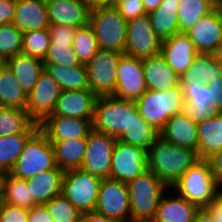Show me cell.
<instances>
[{
    "label": "cell",
    "mask_w": 222,
    "mask_h": 222,
    "mask_svg": "<svg viewBox=\"0 0 222 222\" xmlns=\"http://www.w3.org/2000/svg\"><path fill=\"white\" fill-rule=\"evenodd\" d=\"M199 160L196 151L174 145L161 137L147 150V169L169 187Z\"/></svg>",
    "instance_id": "obj_1"
},
{
    "label": "cell",
    "mask_w": 222,
    "mask_h": 222,
    "mask_svg": "<svg viewBox=\"0 0 222 222\" xmlns=\"http://www.w3.org/2000/svg\"><path fill=\"white\" fill-rule=\"evenodd\" d=\"M171 188L199 208H206L222 191L205 159L191 166Z\"/></svg>",
    "instance_id": "obj_2"
},
{
    "label": "cell",
    "mask_w": 222,
    "mask_h": 222,
    "mask_svg": "<svg viewBox=\"0 0 222 222\" xmlns=\"http://www.w3.org/2000/svg\"><path fill=\"white\" fill-rule=\"evenodd\" d=\"M55 152L46 134L38 128L26 141L23 150L9 172L19 179H30L39 173L57 168Z\"/></svg>",
    "instance_id": "obj_3"
},
{
    "label": "cell",
    "mask_w": 222,
    "mask_h": 222,
    "mask_svg": "<svg viewBox=\"0 0 222 222\" xmlns=\"http://www.w3.org/2000/svg\"><path fill=\"white\" fill-rule=\"evenodd\" d=\"M130 220H152L165 192L170 187L146 170L128 183Z\"/></svg>",
    "instance_id": "obj_4"
},
{
    "label": "cell",
    "mask_w": 222,
    "mask_h": 222,
    "mask_svg": "<svg viewBox=\"0 0 222 222\" xmlns=\"http://www.w3.org/2000/svg\"><path fill=\"white\" fill-rule=\"evenodd\" d=\"M135 101L110 96H98L92 120L93 129L118 138L138 114Z\"/></svg>",
    "instance_id": "obj_5"
},
{
    "label": "cell",
    "mask_w": 222,
    "mask_h": 222,
    "mask_svg": "<svg viewBox=\"0 0 222 222\" xmlns=\"http://www.w3.org/2000/svg\"><path fill=\"white\" fill-rule=\"evenodd\" d=\"M135 103L141 117L160 131L170 117L182 113L185 102L182 89L173 87L165 92L147 89Z\"/></svg>",
    "instance_id": "obj_6"
},
{
    "label": "cell",
    "mask_w": 222,
    "mask_h": 222,
    "mask_svg": "<svg viewBox=\"0 0 222 222\" xmlns=\"http://www.w3.org/2000/svg\"><path fill=\"white\" fill-rule=\"evenodd\" d=\"M127 22L114 5L91 8L89 25L96 35L100 49L124 53Z\"/></svg>",
    "instance_id": "obj_7"
},
{
    "label": "cell",
    "mask_w": 222,
    "mask_h": 222,
    "mask_svg": "<svg viewBox=\"0 0 222 222\" xmlns=\"http://www.w3.org/2000/svg\"><path fill=\"white\" fill-rule=\"evenodd\" d=\"M102 180L80 168L66 170L62 180V194L81 213L94 211Z\"/></svg>",
    "instance_id": "obj_8"
},
{
    "label": "cell",
    "mask_w": 222,
    "mask_h": 222,
    "mask_svg": "<svg viewBox=\"0 0 222 222\" xmlns=\"http://www.w3.org/2000/svg\"><path fill=\"white\" fill-rule=\"evenodd\" d=\"M123 54L99 49L86 65L90 90L97 97L113 95L117 86V67Z\"/></svg>",
    "instance_id": "obj_9"
},
{
    "label": "cell",
    "mask_w": 222,
    "mask_h": 222,
    "mask_svg": "<svg viewBox=\"0 0 222 222\" xmlns=\"http://www.w3.org/2000/svg\"><path fill=\"white\" fill-rule=\"evenodd\" d=\"M116 141L115 136L93 129L87 137V147L80 169L102 179L109 178Z\"/></svg>",
    "instance_id": "obj_10"
},
{
    "label": "cell",
    "mask_w": 222,
    "mask_h": 222,
    "mask_svg": "<svg viewBox=\"0 0 222 222\" xmlns=\"http://www.w3.org/2000/svg\"><path fill=\"white\" fill-rule=\"evenodd\" d=\"M128 192L127 183L111 178L103 179L94 211L116 222H128L130 220Z\"/></svg>",
    "instance_id": "obj_11"
},
{
    "label": "cell",
    "mask_w": 222,
    "mask_h": 222,
    "mask_svg": "<svg viewBox=\"0 0 222 222\" xmlns=\"http://www.w3.org/2000/svg\"><path fill=\"white\" fill-rule=\"evenodd\" d=\"M161 43L148 14L128 20L124 54L144 59L160 53Z\"/></svg>",
    "instance_id": "obj_12"
},
{
    "label": "cell",
    "mask_w": 222,
    "mask_h": 222,
    "mask_svg": "<svg viewBox=\"0 0 222 222\" xmlns=\"http://www.w3.org/2000/svg\"><path fill=\"white\" fill-rule=\"evenodd\" d=\"M146 170L147 150L117 139L109 178L128 183Z\"/></svg>",
    "instance_id": "obj_13"
},
{
    "label": "cell",
    "mask_w": 222,
    "mask_h": 222,
    "mask_svg": "<svg viewBox=\"0 0 222 222\" xmlns=\"http://www.w3.org/2000/svg\"><path fill=\"white\" fill-rule=\"evenodd\" d=\"M146 90L142 59L123 54L117 67V86L112 96L136 101Z\"/></svg>",
    "instance_id": "obj_14"
},
{
    "label": "cell",
    "mask_w": 222,
    "mask_h": 222,
    "mask_svg": "<svg viewBox=\"0 0 222 222\" xmlns=\"http://www.w3.org/2000/svg\"><path fill=\"white\" fill-rule=\"evenodd\" d=\"M59 84L45 70L28 95L26 111L37 124H41L55 109L61 93Z\"/></svg>",
    "instance_id": "obj_15"
},
{
    "label": "cell",
    "mask_w": 222,
    "mask_h": 222,
    "mask_svg": "<svg viewBox=\"0 0 222 222\" xmlns=\"http://www.w3.org/2000/svg\"><path fill=\"white\" fill-rule=\"evenodd\" d=\"M93 119H81L65 116H48L39 128L50 142L87 138L93 130Z\"/></svg>",
    "instance_id": "obj_16"
},
{
    "label": "cell",
    "mask_w": 222,
    "mask_h": 222,
    "mask_svg": "<svg viewBox=\"0 0 222 222\" xmlns=\"http://www.w3.org/2000/svg\"><path fill=\"white\" fill-rule=\"evenodd\" d=\"M50 25L80 28L89 24L91 7L85 0H46Z\"/></svg>",
    "instance_id": "obj_17"
},
{
    "label": "cell",
    "mask_w": 222,
    "mask_h": 222,
    "mask_svg": "<svg viewBox=\"0 0 222 222\" xmlns=\"http://www.w3.org/2000/svg\"><path fill=\"white\" fill-rule=\"evenodd\" d=\"M182 94L185 102L182 112L196 124L221 113L215 108V102L211 100L208 84L189 83L182 88Z\"/></svg>",
    "instance_id": "obj_18"
},
{
    "label": "cell",
    "mask_w": 222,
    "mask_h": 222,
    "mask_svg": "<svg viewBox=\"0 0 222 222\" xmlns=\"http://www.w3.org/2000/svg\"><path fill=\"white\" fill-rule=\"evenodd\" d=\"M222 20L216 9L202 17L185 33L198 53L214 54L221 45Z\"/></svg>",
    "instance_id": "obj_19"
},
{
    "label": "cell",
    "mask_w": 222,
    "mask_h": 222,
    "mask_svg": "<svg viewBox=\"0 0 222 222\" xmlns=\"http://www.w3.org/2000/svg\"><path fill=\"white\" fill-rule=\"evenodd\" d=\"M160 53L170 68L179 76L191 66L193 59L199 54L194 43L185 32L175 33L161 43Z\"/></svg>",
    "instance_id": "obj_20"
},
{
    "label": "cell",
    "mask_w": 222,
    "mask_h": 222,
    "mask_svg": "<svg viewBox=\"0 0 222 222\" xmlns=\"http://www.w3.org/2000/svg\"><path fill=\"white\" fill-rule=\"evenodd\" d=\"M97 96L90 90H62L49 116L93 119Z\"/></svg>",
    "instance_id": "obj_21"
},
{
    "label": "cell",
    "mask_w": 222,
    "mask_h": 222,
    "mask_svg": "<svg viewBox=\"0 0 222 222\" xmlns=\"http://www.w3.org/2000/svg\"><path fill=\"white\" fill-rule=\"evenodd\" d=\"M160 137L174 145L189 148L198 153L197 124L183 112L170 117L160 130Z\"/></svg>",
    "instance_id": "obj_22"
},
{
    "label": "cell",
    "mask_w": 222,
    "mask_h": 222,
    "mask_svg": "<svg viewBox=\"0 0 222 222\" xmlns=\"http://www.w3.org/2000/svg\"><path fill=\"white\" fill-rule=\"evenodd\" d=\"M142 64L148 90L165 92L180 87V76L170 68L161 53L142 59Z\"/></svg>",
    "instance_id": "obj_23"
},
{
    "label": "cell",
    "mask_w": 222,
    "mask_h": 222,
    "mask_svg": "<svg viewBox=\"0 0 222 222\" xmlns=\"http://www.w3.org/2000/svg\"><path fill=\"white\" fill-rule=\"evenodd\" d=\"M12 23L22 33L48 28L46 0H16Z\"/></svg>",
    "instance_id": "obj_24"
},
{
    "label": "cell",
    "mask_w": 222,
    "mask_h": 222,
    "mask_svg": "<svg viewBox=\"0 0 222 222\" xmlns=\"http://www.w3.org/2000/svg\"><path fill=\"white\" fill-rule=\"evenodd\" d=\"M171 194L163 195L153 222H193L197 211V205L189 202L170 187Z\"/></svg>",
    "instance_id": "obj_25"
},
{
    "label": "cell",
    "mask_w": 222,
    "mask_h": 222,
    "mask_svg": "<svg viewBox=\"0 0 222 222\" xmlns=\"http://www.w3.org/2000/svg\"><path fill=\"white\" fill-rule=\"evenodd\" d=\"M5 63L27 95L33 90L45 70L43 60L22 53L13 56Z\"/></svg>",
    "instance_id": "obj_26"
},
{
    "label": "cell",
    "mask_w": 222,
    "mask_h": 222,
    "mask_svg": "<svg viewBox=\"0 0 222 222\" xmlns=\"http://www.w3.org/2000/svg\"><path fill=\"white\" fill-rule=\"evenodd\" d=\"M64 172L63 169L57 167L27 179V186L37 205H45L55 196L62 194Z\"/></svg>",
    "instance_id": "obj_27"
},
{
    "label": "cell",
    "mask_w": 222,
    "mask_h": 222,
    "mask_svg": "<svg viewBox=\"0 0 222 222\" xmlns=\"http://www.w3.org/2000/svg\"><path fill=\"white\" fill-rule=\"evenodd\" d=\"M219 76H222V64L214 54L199 53L193 59L191 66L180 75V88L189 83L208 84Z\"/></svg>",
    "instance_id": "obj_28"
},
{
    "label": "cell",
    "mask_w": 222,
    "mask_h": 222,
    "mask_svg": "<svg viewBox=\"0 0 222 222\" xmlns=\"http://www.w3.org/2000/svg\"><path fill=\"white\" fill-rule=\"evenodd\" d=\"M181 0H162L161 5L148 13L155 34L163 41L179 32L178 6Z\"/></svg>",
    "instance_id": "obj_29"
},
{
    "label": "cell",
    "mask_w": 222,
    "mask_h": 222,
    "mask_svg": "<svg viewBox=\"0 0 222 222\" xmlns=\"http://www.w3.org/2000/svg\"><path fill=\"white\" fill-rule=\"evenodd\" d=\"M198 156L207 160L222 149V112L216 117L197 124Z\"/></svg>",
    "instance_id": "obj_30"
},
{
    "label": "cell",
    "mask_w": 222,
    "mask_h": 222,
    "mask_svg": "<svg viewBox=\"0 0 222 222\" xmlns=\"http://www.w3.org/2000/svg\"><path fill=\"white\" fill-rule=\"evenodd\" d=\"M45 72L60 86L61 90L90 89L87 66L81 64L74 67L56 64H44Z\"/></svg>",
    "instance_id": "obj_31"
},
{
    "label": "cell",
    "mask_w": 222,
    "mask_h": 222,
    "mask_svg": "<svg viewBox=\"0 0 222 222\" xmlns=\"http://www.w3.org/2000/svg\"><path fill=\"white\" fill-rule=\"evenodd\" d=\"M28 95L6 63L0 64V107L26 110Z\"/></svg>",
    "instance_id": "obj_32"
},
{
    "label": "cell",
    "mask_w": 222,
    "mask_h": 222,
    "mask_svg": "<svg viewBox=\"0 0 222 222\" xmlns=\"http://www.w3.org/2000/svg\"><path fill=\"white\" fill-rule=\"evenodd\" d=\"M39 128L23 109L0 107V137L33 134Z\"/></svg>",
    "instance_id": "obj_33"
},
{
    "label": "cell",
    "mask_w": 222,
    "mask_h": 222,
    "mask_svg": "<svg viewBox=\"0 0 222 222\" xmlns=\"http://www.w3.org/2000/svg\"><path fill=\"white\" fill-rule=\"evenodd\" d=\"M1 199L3 203L30 209L37 204L31 195L27 180L4 173L1 180Z\"/></svg>",
    "instance_id": "obj_34"
},
{
    "label": "cell",
    "mask_w": 222,
    "mask_h": 222,
    "mask_svg": "<svg viewBox=\"0 0 222 222\" xmlns=\"http://www.w3.org/2000/svg\"><path fill=\"white\" fill-rule=\"evenodd\" d=\"M51 143L55 152L56 164L60 169L66 171L81 167L87 147V138Z\"/></svg>",
    "instance_id": "obj_35"
},
{
    "label": "cell",
    "mask_w": 222,
    "mask_h": 222,
    "mask_svg": "<svg viewBox=\"0 0 222 222\" xmlns=\"http://www.w3.org/2000/svg\"><path fill=\"white\" fill-rule=\"evenodd\" d=\"M159 137L160 131L148 124L138 113L133 117L128 129L124 130L117 139L148 150Z\"/></svg>",
    "instance_id": "obj_36"
},
{
    "label": "cell",
    "mask_w": 222,
    "mask_h": 222,
    "mask_svg": "<svg viewBox=\"0 0 222 222\" xmlns=\"http://www.w3.org/2000/svg\"><path fill=\"white\" fill-rule=\"evenodd\" d=\"M214 9L213 0H181L177 11L179 32H186Z\"/></svg>",
    "instance_id": "obj_37"
},
{
    "label": "cell",
    "mask_w": 222,
    "mask_h": 222,
    "mask_svg": "<svg viewBox=\"0 0 222 222\" xmlns=\"http://www.w3.org/2000/svg\"><path fill=\"white\" fill-rule=\"evenodd\" d=\"M32 134H12L0 137V173H9Z\"/></svg>",
    "instance_id": "obj_38"
},
{
    "label": "cell",
    "mask_w": 222,
    "mask_h": 222,
    "mask_svg": "<svg viewBox=\"0 0 222 222\" xmlns=\"http://www.w3.org/2000/svg\"><path fill=\"white\" fill-rule=\"evenodd\" d=\"M73 49L81 64L87 65L96 52L100 49L92 27L77 28L73 39Z\"/></svg>",
    "instance_id": "obj_39"
},
{
    "label": "cell",
    "mask_w": 222,
    "mask_h": 222,
    "mask_svg": "<svg viewBox=\"0 0 222 222\" xmlns=\"http://www.w3.org/2000/svg\"><path fill=\"white\" fill-rule=\"evenodd\" d=\"M23 33L13 23L0 25V62L22 53Z\"/></svg>",
    "instance_id": "obj_40"
},
{
    "label": "cell",
    "mask_w": 222,
    "mask_h": 222,
    "mask_svg": "<svg viewBox=\"0 0 222 222\" xmlns=\"http://www.w3.org/2000/svg\"><path fill=\"white\" fill-rule=\"evenodd\" d=\"M48 28L23 33L22 54L44 60L50 46Z\"/></svg>",
    "instance_id": "obj_41"
},
{
    "label": "cell",
    "mask_w": 222,
    "mask_h": 222,
    "mask_svg": "<svg viewBox=\"0 0 222 222\" xmlns=\"http://www.w3.org/2000/svg\"><path fill=\"white\" fill-rule=\"evenodd\" d=\"M54 222H80L82 213L60 194L45 205Z\"/></svg>",
    "instance_id": "obj_42"
},
{
    "label": "cell",
    "mask_w": 222,
    "mask_h": 222,
    "mask_svg": "<svg viewBox=\"0 0 222 222\" xmlns=\"http://www.w3.org/2000/svg\"><path fill=\"white\" fill-rule=\"evenodd\" d=\"M43 62L44 64H56L66 67L81 65L74 52L73 44L67 43H50Z\"/></svg>",
    "instance_id": "obj_43"
},
{
    "label": "cell",
    "mask_w": 222,
    "mask_h": 222,
    "mask_svg": "<svg viewBox=\"0 0 222 222\" xmlns=\"http://www.w3.org/2000/svg\"><path fill=\"white\" fill-rule=\"evenodd\" d=\"M114 6L127 21L146 14L142 0H117Z\"/></svg>",
    "instance_id": "obj_44"
},
{
    "label": "cell",
    "mask_w": 222,
    "mask_h": 222,
    "mask_svg": "<svg viewBox=\"0 0 222 222\" xmlns=\"http://www.w3.org/2000/svg\"><path fill=\"white\" fill-rule=\"evenodd\" d=\"M29 209L1 203L0 222H28Z\"/></svg>",
    "instance_id": "obj_45"
},
{
    "label": "cell",
    "mask_w": 222,
    "mask_h": 222,
    "mask_svg": "<svg viewBox=\"0 0 222 222\" xmlns=\"http://www.w3.org/2000/svg\"><path fill=\"white\" fill-rule=\"evenodd\" d=\"M76 27L63 25H49L51 43H67L73 44Z\"/></svg>",
    "instance_id": "obj_46"
},
{
    "label": "cell",
    "mask_w": 222,
    "mask_h": 222,
    "mask_svg": "<svg viewBox=\"0 0 222 222\" xmlns=\"http://www.w3.org/2000/svg\"><path fill=\"white\" fill-rule=\"evenodd\" d=\"M16 0H0V25L12 23Z\"/></svg>",
    "instance_id": "obj_47"
},
{
    "label": "cell",
    "mask_w": 222,
    "mask_h": 222,
    "mask_svg": "<svg viewBox=\"0 0 222 222\" xmlns=\"http://www.w3.org/2000/svg\"><path fill=\"white\" fill-rule=\"evenodd\" d=\"M208 86L211 91V100L215 102V108L222 112V76L212 79Z\"/></svg>",
    "instance_id": "obj_48"
},
{
    "label": "cell",
    "mask_w": 222,
    "mask_h": 222,
    "mask_svg": "<svg viewBox=\"0 0 222 222\" xmlns=\"http://www.w3.org/2000/svg\"><path fill=\"white\" fill-rule=\"evenodd\" d=\"M28 222H54L44 205H36L29 209Z\"/></svg>",
    "instance_id": "obj_49"
},
{
    "label": "cell",
    "mask_w": 222,
    "mask_h": 222,
    "mask_svg": "<svg viewBox=\"0 0 222 222\" xmlns=\"http://www.w3.org/2000/svg\"><path fill=\"white\" fill-rule=\"evenodd\" d=\"M218 184L222 187V149L207 159Z\"/></svg>",
    "instance_id": "obj_50"
},
{
    "label": "cell",
    "mask_w": 222,
    "mask_h": 222,
    "mask_svg": "<svg viewBox=\"0 0 222 222\" xmlns=\"http://www.w3.org/2000/svg\"><path fill=\"white\" fill-rule=\"evenodd\" d=\"M206 209L209 211L214 219V222H222V191L217 195Z\"/></svg>",
    "instance_id": "obj_51"
},
{
    "label": "cell",
    "mask_w": 222,
    "mask_h": 222,
    "mask_svg": "<svg viewBox=\"0 0 222 222\" xmlns=\"http://www.w3.org/2000/svg\"><path fill=\"white\" fill-rule=\"evenodd\" d=\"M80 222H116L108 217L97 213L96 211H91L87 213H82Z\"/></svg>",
    "instance_id": "obj_52"
},
{
    "label": "cell",
    "mask_w": 222,
    "mask_h": 222,
    "mask_svg": "<svg viewBox=\"0 0 222 222\" xmlns=\"http://www.w3.org/2000/svg\"><path fill=\"white\" fill-rule=\"evenodd\" d=\"M193 222H214V219L206 208H200Z\"/></svg>",
    "instance_id": "obj_53"
},
{
    "label": "cell",
    "mask_w": 222,
    "mask_h": 222,
    "mask_svg": "<svg viewBox=\"0 0 222 222\" xmlns=\"http://www.w3.org/2000/svg\"><path fill=\"white\" fill-rule=\"evenodd\" d=\"M146 14L156 10L162 3V0H142Z\"/></svg>",
    "instance_id": "obj_54"
},
{
    "label": "cell",
    "mask_w": 222,
    "mask_h": 222,
    "mask_svg": "<svg viewBox=\"0 0 222 222\" xmlns=\"http://www.w3.org/2000/svg\"><path fill=\"white\" fill-rule=\"evenodd\" d=\"M91 8L114 5L117 0H85Z\"/></svg>",
    "instance_id": "obj_55"
},
{
    "label": "cell",
    "mask_w": 222,
    "mask_h": 222,
    "mask_svg": "<svg viewBox=\"0 0 222 222\" xmlns=\"http://www.w3.org/2000/svg\"><path fill=\"white\" fill-rule=\"evenodd\" d=\"M214 56L222 64V45L215 51Z\"/></svg>",
    "instance_id": "obj_56"
},
{
    "label": "cell",
    "mask_w": 222,
    "mask_h": 222,
    "mask_svg": "<svg viewBox=\"0 0 222 222\" xmlns=\"http://www.w3.org/2000/svg\"><path fill=\"white\" fill-rule=\"evenodd\" d=\"M215 9L218 11L222 20V0H218L217 2H215Z\"/></svg>",
    "instance_id": "obj_57"
},
{
    "label": "cell",
    "mask_w": 222,
    "mask_h": 222,
    "mask_svg": "<svg viewBox=\"0 0 222 222\" xmlns=\"http://www.w3.org/2000/svg\"><path fill=\"white\" fill-rule=\"evenodd\" d=\"M128 222H153L152 220H129Z\"/></svg>",
    "instance_id": "obj_58"
},
{
    "label": "cell",
    "mask_w": 222,
    "mask_h": 222,
    "mask_svg": "<svg viewBox=\"0 0 222 222\" xmlns=\"http://www.w3.org/2000/svg\"><path fill=\"white\" fill-rule=\"evenodd\" d=\"M2 173H0V197H1V180H2Z\"/></svg>",
    "instance_id": "obj_59"
}]
</instances>
